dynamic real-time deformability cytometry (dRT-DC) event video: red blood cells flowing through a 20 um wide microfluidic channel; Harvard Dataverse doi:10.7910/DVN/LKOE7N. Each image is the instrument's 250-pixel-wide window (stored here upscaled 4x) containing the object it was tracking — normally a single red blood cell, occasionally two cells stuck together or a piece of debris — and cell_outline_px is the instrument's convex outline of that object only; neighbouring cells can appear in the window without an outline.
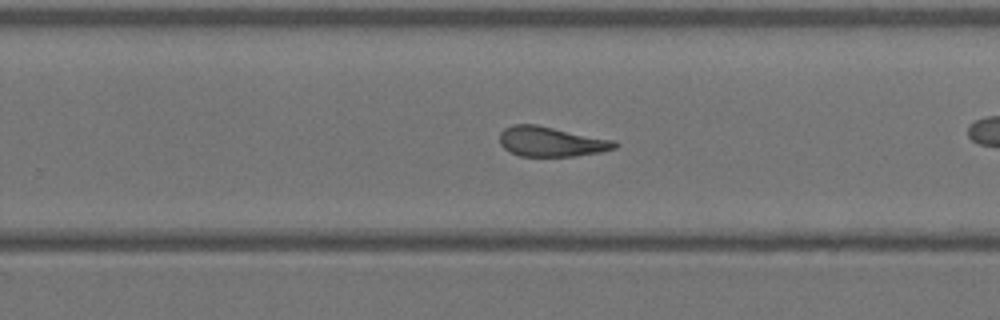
{"species": "Egyptian fruit bat (a non-hibernating species)", "species_latin": "Rousettus aegyptiacus", "temperature_condition": "warm", "stored_images_in_passage": 26, "camera_frame_rate_fps": 3000, "um_per_image_px": 0.085, "animal": {"sex": "female"}, "frame": {"image": 1, "passage_image": 19, "time_ms": 6.0, "image_size_px": [1000, 320], "cell_outline_px": [[620, 144], [616, 148], [600, 152], [576, 156], [520, 156], [508, 152], [500, 144], [500, 132], [504, 128], [512, 124], [536, 124], [616, 140]], "centroid_in_image_um": [46.86, 12.03], "position_along_channel_um": 282.9, "area_um2": 20.35}}
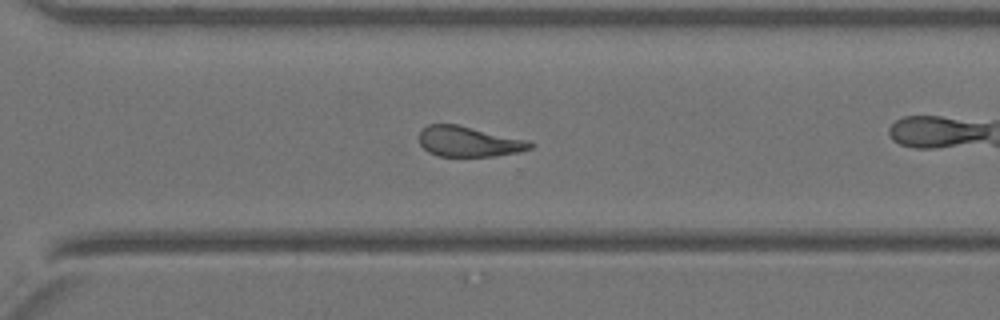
{"frame": {"image": 2, "passage_image": 22, "time_ms": 7.0, "image_size_px": [1000, 320], "cell_outline_px": [[536, 144], [532, 148], [520, 152], [492, 156], [436, 156], [428, 152], [420, 144], [420, 132], [428, 124], [456, 124], [532, 140]], "centroid_in_image_um": [39.92, 12.03], "position_along_channel_um": 330.7, "area_um2": 19.88}}